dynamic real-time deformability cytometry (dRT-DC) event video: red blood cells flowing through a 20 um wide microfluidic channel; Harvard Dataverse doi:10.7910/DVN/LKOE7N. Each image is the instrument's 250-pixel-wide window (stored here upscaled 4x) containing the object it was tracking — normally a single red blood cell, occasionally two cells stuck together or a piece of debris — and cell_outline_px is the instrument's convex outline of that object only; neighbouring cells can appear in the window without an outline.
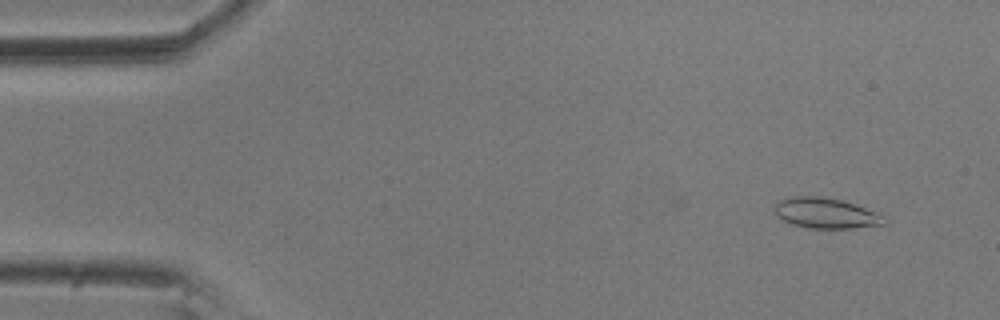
{"species": "common noctule bat (a hibernating species)", "species_latin": "Nyctalus noctula", "temperature_condition": "room temperature", "stored_images_in_passage": 54, "camera_frame_rate_fps": 3000, "um_per_image_px": 0.085, "animal": {"sex": "male", "body_mass_g": 20.5, "forearm_length_mm": 52.5}, "frame": {"image": 1, "passage_image": 2, "time_ms": 0.333, "image_size_px": [1000, 320], "cell_outline_px": [[892, 220], [888, 224], [848, 228], [808, 228], [792, 224], [776, 216], [776, 200], [796, 196], [824, 196], [844, 200], [876, 212]], "centroid_in_image_um": [70.25, 18.11], "position_along_channel_um": 14.7, "area_um2": 19.71}}
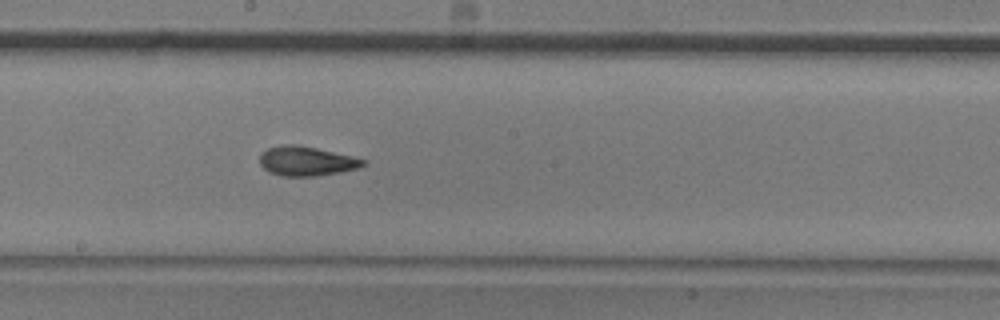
{"frame": {"image": 2, "passage_image": 28, "time_ms": 9.0, "image_size_px": [1000, 320], "cell_outline_px": [[368, 164], [356, 168], [340, 172], [316, 176], [280, 176], [268, 172], [260, 164], [260, 152], [268, 148], [284, 144], [296, 144], [316, 148], [352, 156], [368, 160]], "centroid_in_image_um": [26.04, 13.69], "position_along_channel_um": 222.2, "area_um2": 17.86}}
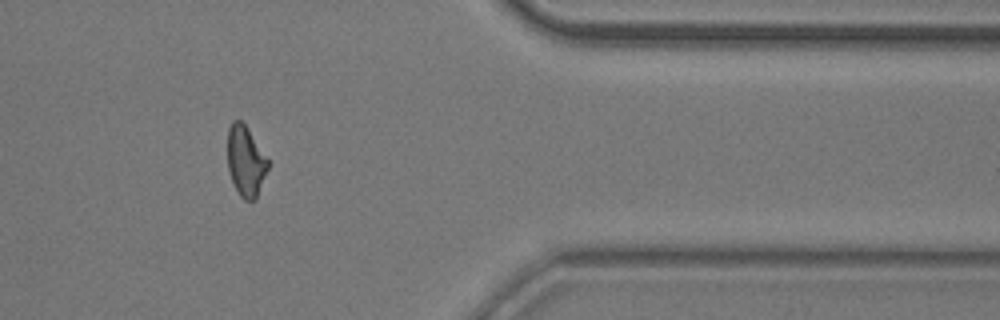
{"frame": {"image": 3, "passage_image": 44, "time_ms": 14.333, "image_size_px": [1000, 320], "cell_outline_px": [[268, 168], [256, 200], [244, 200], [240, 196], [232, 180], [228, 168], [228, 128], [232, 120], [240, 120], [248, 128], [268, 160]], "centroid_in_image_um": [20.88, 13.69], "position_along_channel_um": 390.5, "area_um2": 16.42}, "authors_computed_cell_mechanics": {"area_um2": 17.3978, "velocity_mm_per_s": 3.5731, "shape_relaxation_time_tau1_ms": 10.1646, "shape_relaxation_time_tau2_ms": 2.4224, "deformation_change_tau1": 0.2184, "deformation_change_tau2": 0.0826}}